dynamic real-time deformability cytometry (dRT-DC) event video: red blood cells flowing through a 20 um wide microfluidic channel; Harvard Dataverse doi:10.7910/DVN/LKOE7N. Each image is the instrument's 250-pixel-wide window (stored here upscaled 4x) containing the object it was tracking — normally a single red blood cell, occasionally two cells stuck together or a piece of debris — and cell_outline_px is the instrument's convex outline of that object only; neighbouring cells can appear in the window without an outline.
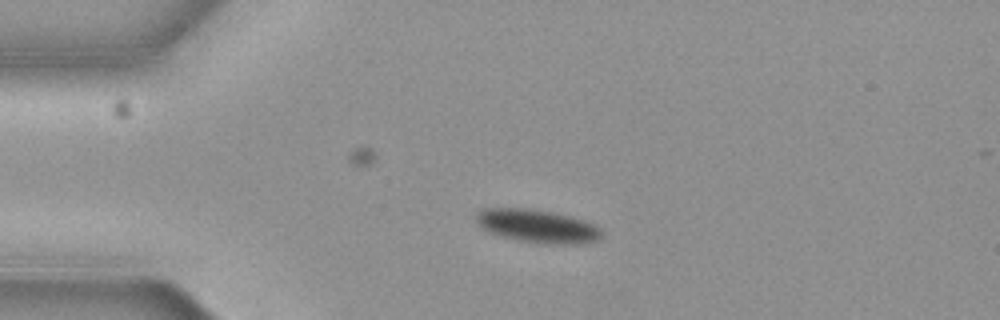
{"species": "common noctule bat (a hibernating species)", "species_latin": "Nyctalus noctula", "temperature_condition": "cold", "stored_images_in_passage": 4, "camera_frame_rate_fps": 3000, "um_per_image_px": 0.085, "animal": {"sex": "female", "body_mass_g": 19.3, "forearm_length_mm": 54.1}, "frame": {"image": 1, "passage_image": 3, "time_ms": 0.667, "image_size_px": [1000, 320], "cell_outline_px": [[600, 236], [596, 240], [584, 244], [544, 244], [516, 240], [500, 236], [488, 232], [476, 224], [476, 216], [484, 208], [524, 208], [548, 212], [568, 216], [584, 220], [600, 228]], "centroid_in_image_um": [45.63, 19.24], "position_along_channel_um": 39.4, "area_um2": 24.1}}